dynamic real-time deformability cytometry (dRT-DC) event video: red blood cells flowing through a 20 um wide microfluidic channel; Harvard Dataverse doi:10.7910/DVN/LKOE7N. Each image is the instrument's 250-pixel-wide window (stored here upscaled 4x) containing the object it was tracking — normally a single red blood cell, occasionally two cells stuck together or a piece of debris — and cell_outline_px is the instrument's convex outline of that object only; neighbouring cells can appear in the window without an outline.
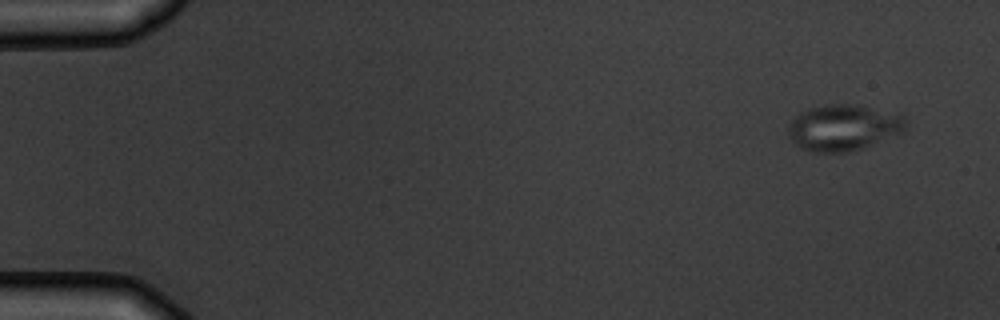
{"species": "common noctule bat (a hibernating species)", "species_latin": "Nyctalus noctula", "temperature_condition": "warm", "stored_images_in_passage": 3, "camera_frame_rate_fps": 3000, "um_per_image_px": 0.085, "animal": {"sex": "male", "body_mass_g": 19.5, "forearm_length_mm": 54.6}, "frame": {"image": 1, "passage_image": 1, "time_ms": 0.0, "image_size_px": [1000, 320], "cell_outline_px": [[908, 124], [904, 132], [860, 148], [848, 152], [808, 152], [800, 148], [788, 136], [788, 124], [796, 116], [808, 108], [824, 104], [860, 104], [904, 116]], "centroid_in_image_um": [71.68, 10.83], "position_along_channel_um": 13.3, "area_um2": 31.73}}